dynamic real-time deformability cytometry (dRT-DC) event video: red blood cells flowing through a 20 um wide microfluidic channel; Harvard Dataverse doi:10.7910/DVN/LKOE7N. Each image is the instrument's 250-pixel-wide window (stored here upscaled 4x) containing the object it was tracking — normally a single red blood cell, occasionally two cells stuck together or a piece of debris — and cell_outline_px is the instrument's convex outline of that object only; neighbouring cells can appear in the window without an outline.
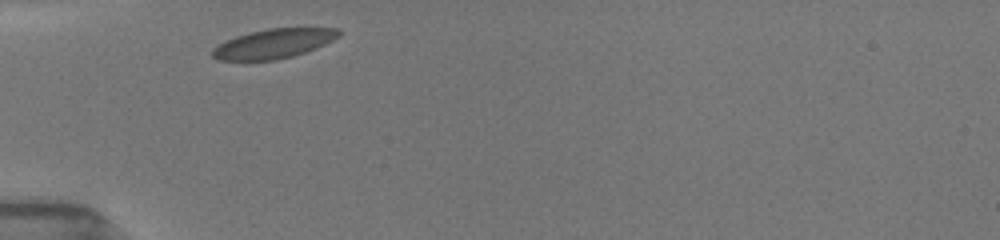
{"species": "common noctule bat (a hibernating species)", "species_latin": "Nyctalus noctula", "temperature_condition": "room temperature", "stored_images_in_passage": 9, "camera_frame_rate_fps": 3000, "um_per_image_px": 0.085, "animal": {"sex": "female", "body_mass_g": 19.5, "forearm_length_mm": 54.1}, "frame": {"image": 1, "passage_image": 1, "time_ms": 0.0, "image_size_px": [1000, 240], "cell_outline_px": [[344, 32], [340, 36], [316, 48], [292, 56], [276, 60], [216, 60], [212, 56], [212, 48], [236, 36], [248, 32], [268, 28], [336, 28]], "centroid_in_image_um": [23.27, 3.7], "position_along_channel_um": 61.7, "area_um2": 21.62}}
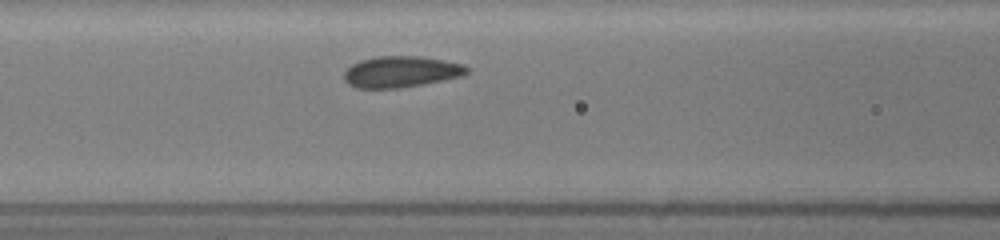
{"frame": {"image": 2, "passage_image": 5, "time_ms": 2.0, "image_size_px": [1000, 240], "cell_outline_px": [[468, 72], [464, 76], [424, 84], [400, 88], [356, 88], [348, 84], [344, 80], [344, 72], [352, 64], [360, 60], [376, 56], [420, 56], [444, 60], [464, 64], [468, 68]], "centroid_in_image_um": [34.1, 6.1], "position_along_channel_um": 132.5, "area_um2": 22.54}}
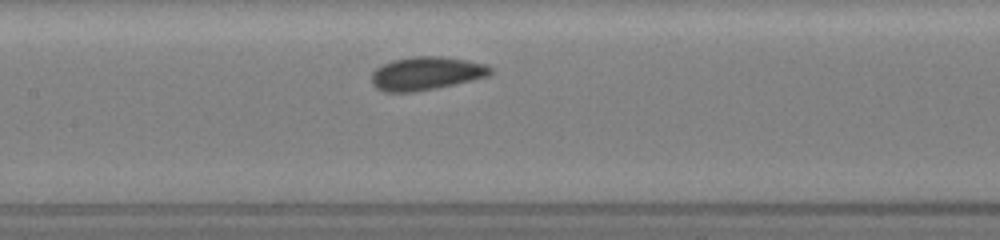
{"frame": {"image": 3, "passage_image": 7, "time_ms": 3.0, "image_size_px": [1000, 240], "cell_outline_px": [[492, 72], [488, 76], [456, 84], [436, 88], [412, 92], [384, 92], [376, 88], [372, 84], [372, 72], [376, 68], [392, 60], [412, 56], [440, 56], [468, 60], [484, 64], [492, 68]], "centroid_in_image_um": [36.22, 6.24], "position_along_channel_um": 171.2, "area_um2": 23.12}}